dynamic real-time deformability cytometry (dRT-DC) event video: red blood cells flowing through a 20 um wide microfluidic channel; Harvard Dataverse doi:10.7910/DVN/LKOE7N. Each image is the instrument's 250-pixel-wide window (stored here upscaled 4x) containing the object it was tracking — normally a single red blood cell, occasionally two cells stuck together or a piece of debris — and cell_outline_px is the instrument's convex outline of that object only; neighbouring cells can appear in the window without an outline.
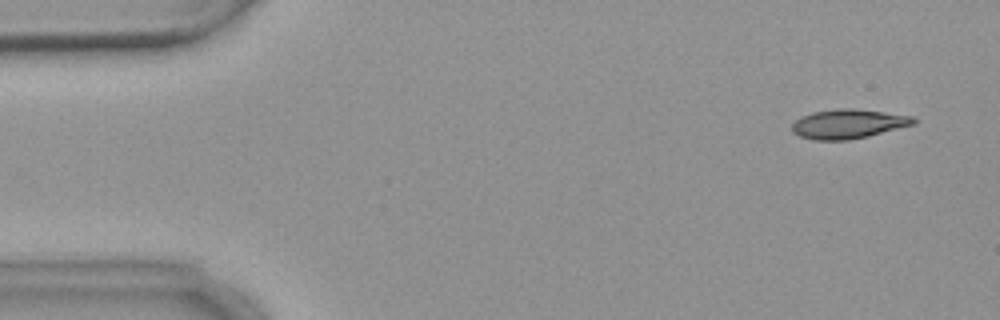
{"species": "common noctule bat (a hibernating species)", "species_latin": "Nyctalus noctula", "temperature_condition": "warm", "stored_images_in_passage": 5, "camera_frame_rate_fps": 3000, "um_per_image_px": 0.085, "animal": {"sex": "female", "body_mass_g": 18.4}, "frame": {"image": 1, "passage_image": 1, "time_ms": 0.0, "image_size_px": [1000, 320], "cell_outline_px": [[916, 124], [868, 136], [848, 140], [812, 140], [800, 136], [792, 132], [792, 124], [800, 116], [812, 112], [836, 108], [852, 108], [884, 112], [912, 116], [916, 120]], "centroid_in_image_um": [72.08, 10.53], "position_along_channel_um": 12.9, "area_um2": 20.87}}
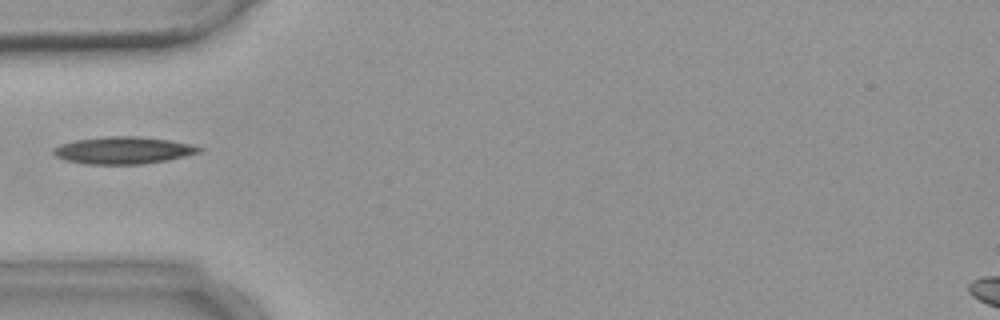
{"frame": {"image": 2, "passage_image": 5, "time_ms": 4.667, "image_size_px": [1000, 320], "cell_outline_px": [[204, 148], [200, 152], [168, 160], [144, 164], [88, 164], [64, 160], [56, 156], [52, 152], [52, 148], [60, 144], [76, 140], [104, 136], [136, 136], [168, 140], [192, 144]], "centroid_in_image_um": [10.46, 12.78], "position_along_channel_um": 74.5, "area_um2": 23.12}}